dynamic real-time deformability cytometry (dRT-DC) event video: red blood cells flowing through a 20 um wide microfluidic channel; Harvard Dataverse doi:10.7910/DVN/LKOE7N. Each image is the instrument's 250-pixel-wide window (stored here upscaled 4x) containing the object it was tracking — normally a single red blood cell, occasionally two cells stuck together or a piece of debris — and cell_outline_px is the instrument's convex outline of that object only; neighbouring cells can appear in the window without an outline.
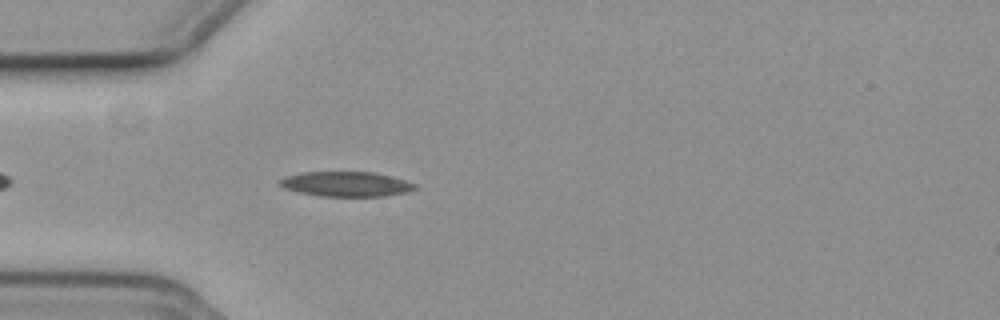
{"species": "common noctule bat (a hibernating species)", "species_latin": "Nyctalus noctula", "temperature_condition": "cold", "stored_images_in_passage": 35, "camera_frame_rate_fps": 3000, "um_per_image_px": 0.085, "animal": {"sex": "female", "body_mass_g": 19.3, "forearm_length_mm": 54.1}, "frame": {"image": 1, "passage_image": 5, "time_ms": 1.333, "image_size_px": [1000, 320], "cell_outline_px": [[416, 188], [408, 192], [384, 196], [320, 196], [300, 192], [284, 188], [280, 184], [280, 180], [284, 176], [300, 172], [376, 172], [404, 180], [416, 184]], "centroid_in_image_um": [29.42, 15.64], "position_along_channel_um": 55.6, "area_um2": 19.54}}
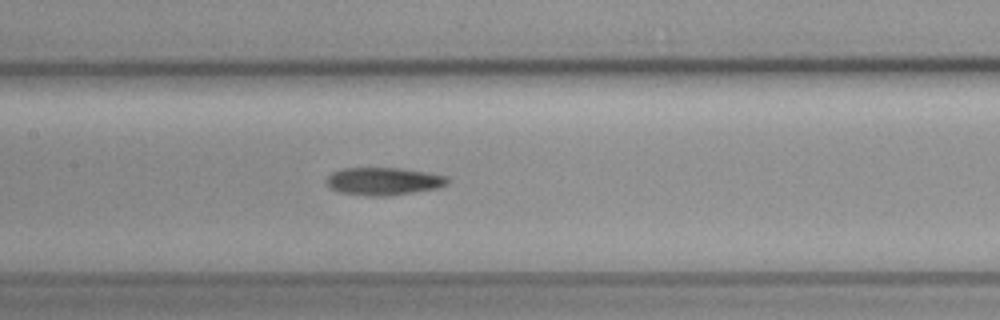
{"frame": {"image": 2, "passage_image": 15, "time_ms": 4.667, "image_size_px": [1000, 320], "cell_outline_px": [[448, 184], [440, 188], [388, 196], [372, 196], [340, 192], [332, 188], [328, 184], [328, 176], [332, 172], [340, 168], [400, 168], [448, 176]], "centroid_in_image_um": [32.64, 15.4], "position_along_channel_um": 174.8, "area_um2": 19.42}}
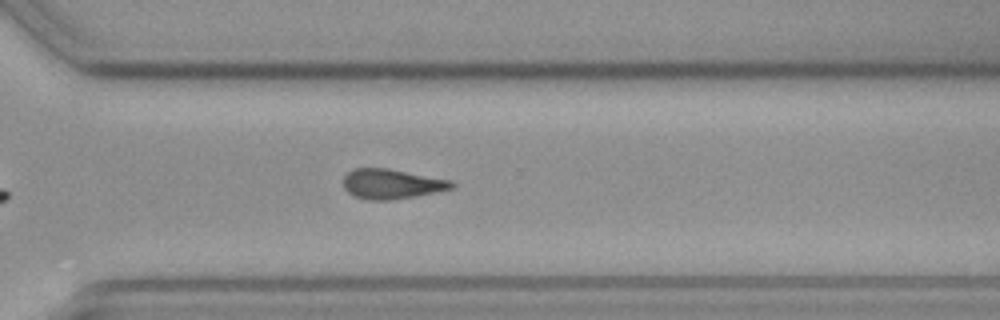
{"frame": {"image": 3, "passage_image": 28, "time_ms": 9.0, "image_size_px": [1000, 320], "cell_outline_px": [[456, 184], [452, 188], [436, 192], [416, 196], [392, 200], [364, 200], [348, 192], [344, 188], [344, 176], [352, 168], [388, 168], [452, 180]], "centroid_in_image_um": [33.3, 15.63], "position_along_channel_um": 337.3, "area_um2": 18.96}}